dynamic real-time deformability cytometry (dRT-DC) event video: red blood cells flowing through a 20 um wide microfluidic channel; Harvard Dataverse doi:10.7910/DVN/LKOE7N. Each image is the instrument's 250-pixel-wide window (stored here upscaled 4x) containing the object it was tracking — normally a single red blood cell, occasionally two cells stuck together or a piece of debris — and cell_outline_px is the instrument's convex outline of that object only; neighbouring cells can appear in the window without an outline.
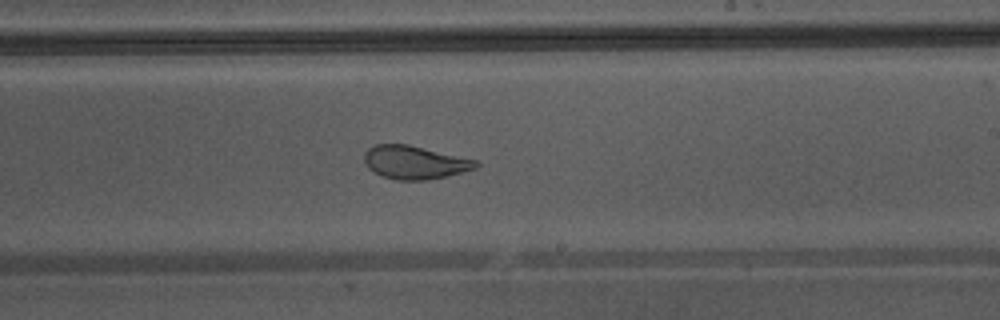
{"species": "Egyptian fruit bat (a non-hibernating species)", "species_latin": "Rousettus aegyptiacus", "temperature_condition": "warm", "stored_images_in_passage": 43, "camera_frame_rate_fps": 3000, "um_per_image_px": 0.085, "animal": {"sex": "male"}, "frame": {"image": 1, "passage_image": 25, "time_ms": 8.0, "image_size_px": [1000, 320], "cell_outline_px": [[480, 164], [476, 168], [448, 176], [428, 180], [396, 180], [384, 176], [368, 168], [364, 160], [364, 152], [368, 148], [376, 144], [408, 144], [480, 160]], "centroid_in_image_um": [35.3, 13.79], "position_along_channel_um": 253.7, "area_um2": 21.85}, "authors_computed_cell_mechanics": {"area_um2": 27.9174, "velocity_mm_per_s": 4.3414, "shape_relaxation_time_tau1_ms": null, "shape_relaxation_time_tau2_ms": 0.7965, "deformation_change_tau1": null, "deformation_change_tau2": 0.0611}}